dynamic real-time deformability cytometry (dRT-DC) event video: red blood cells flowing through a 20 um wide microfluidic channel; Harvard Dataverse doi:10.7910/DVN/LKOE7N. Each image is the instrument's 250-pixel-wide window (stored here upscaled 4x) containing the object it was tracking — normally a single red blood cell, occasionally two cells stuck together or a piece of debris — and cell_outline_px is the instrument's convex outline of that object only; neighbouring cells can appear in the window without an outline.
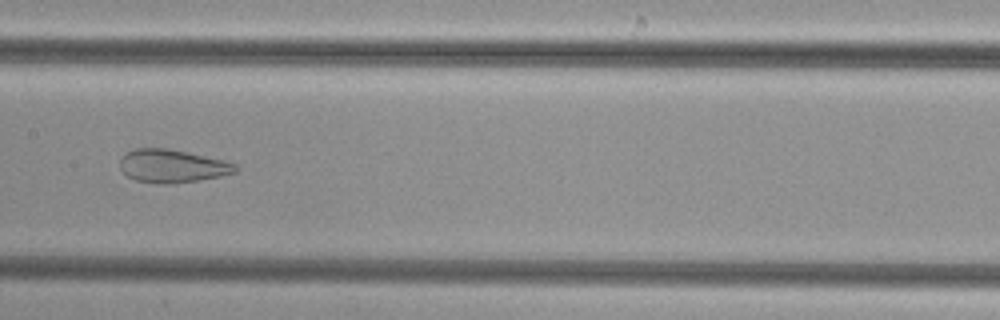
{"species": "common noctule bat (a hibernating species)", "species_latin": "Nyctalus noctula", "temperature_condition": "cold", "stored_images_in_passage": 39, "camera_frame_rate_fps": 3000, "um_per_image_px": 0.085, "animal": {"sex": "female", "body_mass_g": 29.2, "forearm_length_mm": 56.3}, "frame": {"image": 1, "passage_image": 14, "time_ms": 4.333, "image_size_px": [1000, 320], "cell_outline_px": [[240, 168], [236, 172], [220, 176], [200, 180], [172, 184], [152, 184], [136, 180], [128, 176], [120, 168], [120, 160], [128, 152], [136, 148], [168, 148], [188, 152], [224, 160], [236, 164]], "centroid_in_image_um": [14.67, 14.12], "position_along_channel_um": 192.7, "area_um2": 22.43}}
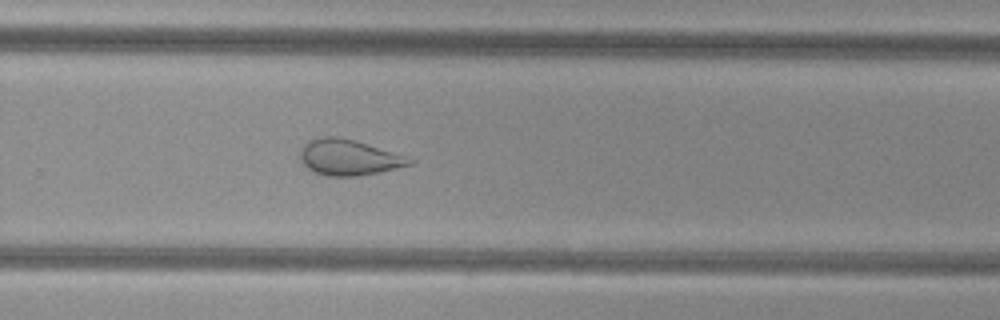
{"frame": {"image": 2, "passage_image": 22, "time_ms": 7.0, "image_size_px": [1000, 320], "cell_outline_px": [[416, 160], [412, 164], [380, 172], [356, 176], [328, 176], [316, 172], [308, 168], [300, 160], [300, 152], [304, 144], [308, 140], [324, 136], [336, 136], [356, 140]], "centroid_in_image_um": [29.62, 13.37], "position_along_channel_um": 300.2, "area_um2": 22.6}}
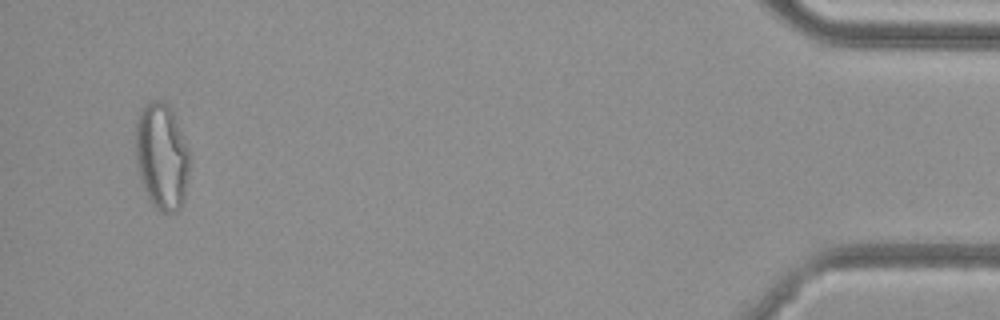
{"frame": {"image": 3, "passage_image": 37, "time_ms": 12.0, "image_size_px": [1000, 320], "cell_outline_px": [[188, 176], [184, 200], [180, 208], [176, 212], [160, 212], [152, 204], [140, 180], [136, 164], [136, 120], [140, 108], [148, 100], [164, 100], [168, 104], [172, 112], [188, 148]], "centroid_in_image_um": [13.72, 13.28], "position_along_channel_um": 421.5, "area_um2": 33.58}}